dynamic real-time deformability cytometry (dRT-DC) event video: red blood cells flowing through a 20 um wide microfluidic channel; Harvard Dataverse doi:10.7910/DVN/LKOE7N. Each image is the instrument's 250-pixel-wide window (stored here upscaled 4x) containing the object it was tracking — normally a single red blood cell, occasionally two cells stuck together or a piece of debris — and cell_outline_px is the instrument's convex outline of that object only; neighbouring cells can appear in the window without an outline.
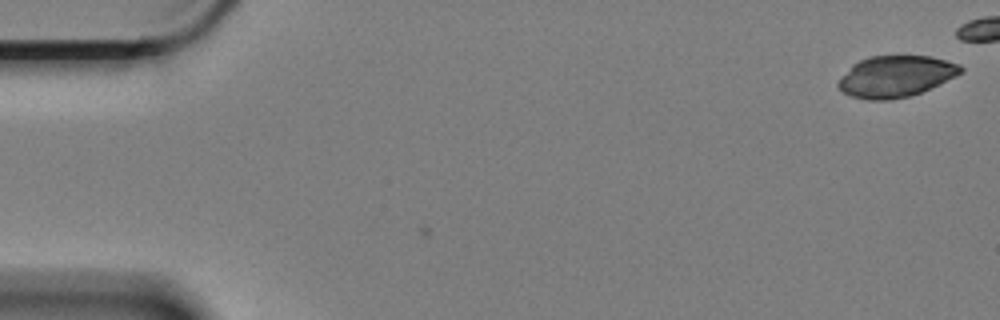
{"species": "Egyptian fruit bat (a non-hibernating species)", "species_latin": "Rousettus aegyptiacus", "temperature_condition": "cold", "stored_images_in_passage": 2, "camera_frame_rate_fps": 3000, "um_per_image_px": 0.085, "animal": {"sex": "female"}, "frame": {"image": 1, "passage_image": 2, "time_ms": 0.333, "image_size_px": [1000, 320], "cell_outline_px": [[964, 72], [956, 76], [920, 92], [908, 96], [888, 100], [868, 100], [852, 96], [844, 92], [836, 84], [852, 64], [868, 56], [932, 56], [960, 64], [964, 68]], "centroid_in_image_um": [76.16, 6.48], "position_along_channel_um": 8.8, "area_um2": 29.3}}